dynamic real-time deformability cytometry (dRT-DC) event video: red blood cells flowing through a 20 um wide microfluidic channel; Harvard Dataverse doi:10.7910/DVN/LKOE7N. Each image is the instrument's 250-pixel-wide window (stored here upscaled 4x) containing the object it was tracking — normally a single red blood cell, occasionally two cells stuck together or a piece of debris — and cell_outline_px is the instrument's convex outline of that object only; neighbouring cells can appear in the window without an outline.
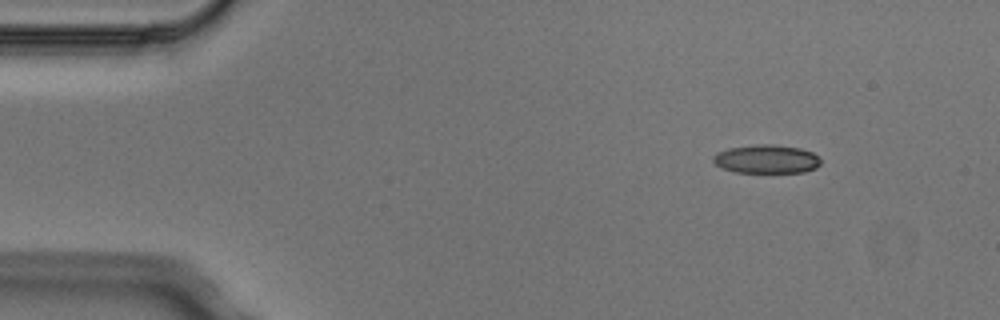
{"species": "Egyptian fruit bat (a non-hibernating species)", "species_latin": "Rousettus aegyptiacus", "temperature_condition": "cold", "stored_images_in_passage": 4, "camera_frame_rate_fps": 3000, "um_per_image_px": 0.085, "animal": {"sex": "male"}, "frame": {"image": 1, "passage_image": 2, "time_ms": 0.333, "image_size_px": [1000, 320], "cell_outline_px": [[820, 164], [816, 168], [804, 172], [736, 172], [720, 168], [712, 160], [712, 156], [716, 152], [728, 148], [756, 144], [772, 144], [800, 148], [812, 152], [820, 160]], "centroid_in_image_um": [65.11, 13.52], "position_along_channel_um": 19.9, "area_um2": 17.98}}
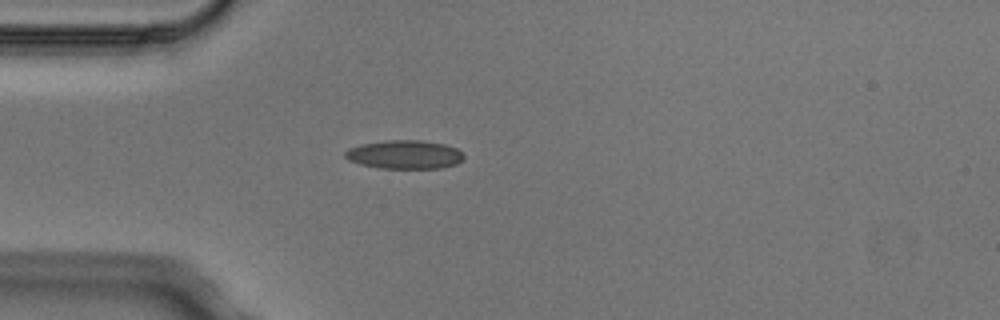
{"frame": {"image": 2, "passage_image": 4, "time_ms": 1.0, "image_size_px": [1000, 320], "cell_outline_px": [[464, 156], [456, 164], [440, 168], [380, 168], [360, 164], [348, 160], [344, 156], [344, 152], [348, 148], [360, 144], [388, 140], [424, 140], [444, 144], [456, 148]], "centroid_in_image_um": [34.34, 13.13], "position_along_channel_um": 50.7, "area_um2": 19.77}}